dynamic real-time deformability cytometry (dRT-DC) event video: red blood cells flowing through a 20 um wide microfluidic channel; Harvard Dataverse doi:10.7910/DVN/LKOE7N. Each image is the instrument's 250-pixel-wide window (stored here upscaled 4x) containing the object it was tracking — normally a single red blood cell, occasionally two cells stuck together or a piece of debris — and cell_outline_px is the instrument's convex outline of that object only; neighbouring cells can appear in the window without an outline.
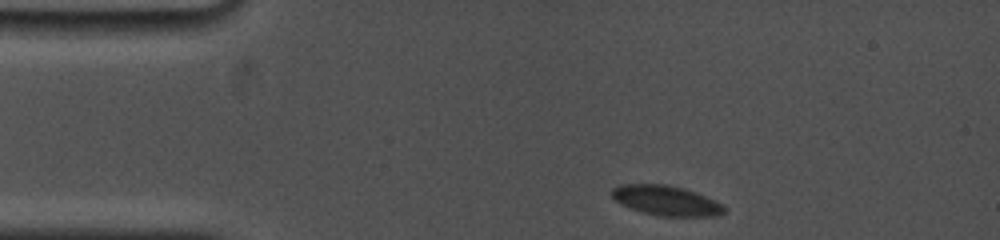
{"species": "common noctule bat (a hibernating species)", "species_latin": "Nyctalus noctula", "temperature_condition": "cold", "stored_images_in_passage": 5, "camera_frame_rate_fps": 5000, "um_per_image_px": 0.085, "animal": {"sex": "female", "body_mass_g": 19.0, "forearm_length_mm": 53.3}, "frame": {"image": 1, "passage_image": 1, "time_ms": 0.0, "image_size_px": [1000, 240], "cell_outline_px": [[724, 212], [716, 216], [660, 216], [644, 212], [620, 204], [612, 196], [612, 188], [620, 184], [668, 184], [684, 188], [696, 192], [716, 200], [724, 208]], "centroid_in_image_um": [56.62, 17.03], "position_along_channel_um": 28.4, "area_um2": 19.48}}
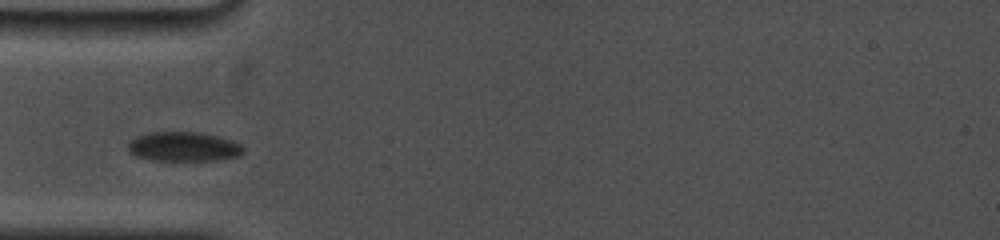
{"frame": {"image": 2, "passage_image": 4, "time_ms": 2.6, "image_size_px": [1000, 240], "cell_outline_px": [[244, 152], [240, 156], [216, 160], [152, 160], [136, 156], [128, 148], [128, 140], [136, 136], [148, 132], [200, 132], [232, 140], [240, 144], [244, 148]], "centroid_in_image_um": [15.61, 12.46], "position_along_channel_um": 69.4, "area_um2": 19.83}}